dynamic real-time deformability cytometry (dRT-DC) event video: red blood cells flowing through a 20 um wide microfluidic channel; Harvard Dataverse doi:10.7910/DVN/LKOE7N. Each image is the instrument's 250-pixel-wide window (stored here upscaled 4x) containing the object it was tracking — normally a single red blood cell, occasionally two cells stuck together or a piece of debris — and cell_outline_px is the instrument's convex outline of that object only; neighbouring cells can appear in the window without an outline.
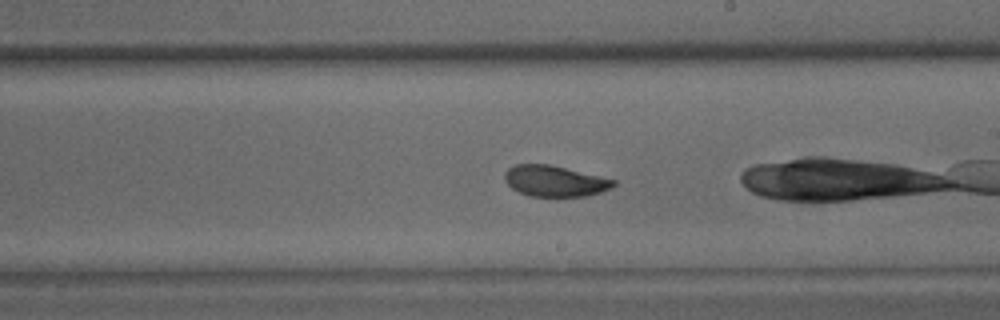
{"species": "common noctule bat (a hibernating species)", "species_latin": "Nyctalus noctula", "temperature_condition": "warm", "stored_images_in_passage": 47, "camera_frame_rate_fps": 3000, "um_per_image_px": 0.085, "animal": {"sex": "male", "body_mass_g": 15.6}, "frame": {"image": 1, "passage_image": 28, "time_ms": 9.0, "image_size_px": [1000, 320], "cell_outline_px": [[616, 184], [612, 188], [600, 192], [584, 196], [528, 196], [512, 188], [504, 180], [504, 172], [508, 168], [516, 164], [552, 164], [616, 180]], "centroid_in_image_um": [47.15, 15.37], "position_along_channel_um": 241.9, "area_um2": 19.71}}
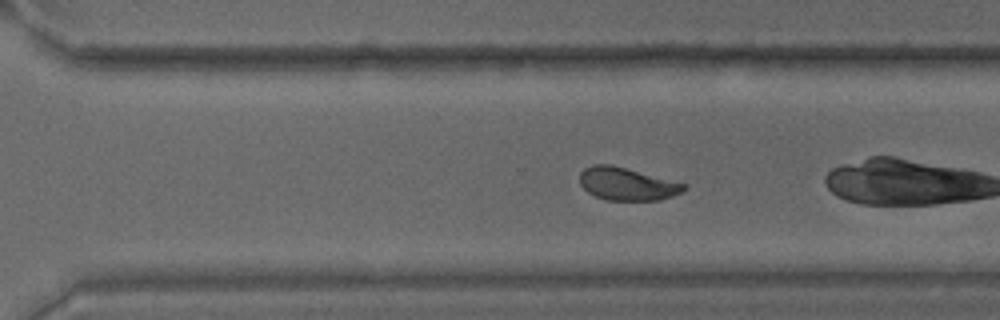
{"frame": {"image": 2, "passage_image": 34, "time_ms": 11.0, "image_size_px": [1000, 320], "cell_outline_px": [[688, 188], [672, 196], [660, 200], [604, 200], [588, 192], [580, 184], [580, 172], [584, 168], [592, 164], [612, 164], [688, 184]], "centroid_in_image_um": [53.3, 15.62], "position_along_channel_um": 317.3, "area_um2": 20.06}, "authors_computed_cell_mechanics": {"area_um2": 21.2126, "velocity_mm_per_s": 3.7806, "shape_relaxation_time_tau1_ms": 4.401, "shape_relaxation_time_tau2_ms": 1.2718, "deformation_change_tau1": 0.1363, "deformation_change_tau2": 0.0529}}